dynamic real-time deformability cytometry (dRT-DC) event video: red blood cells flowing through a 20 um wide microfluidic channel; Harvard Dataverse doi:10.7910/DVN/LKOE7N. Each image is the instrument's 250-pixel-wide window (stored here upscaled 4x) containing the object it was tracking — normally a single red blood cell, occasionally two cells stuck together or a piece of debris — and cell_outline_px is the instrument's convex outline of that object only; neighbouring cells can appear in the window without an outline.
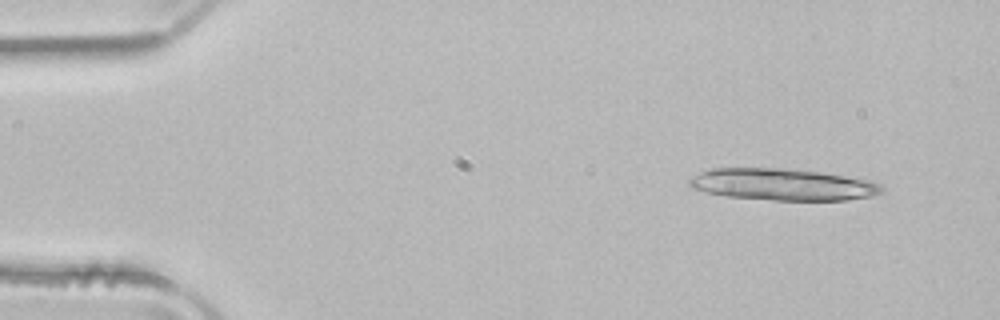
{"species": "common noctule bat (a hibernating species)", "species_latin": "Nyctalus noctula", "temperature_condition": "room temperature", "stored_images_in_passage": 24, "camera_frame_rate_fps": 3000, "um_per_image_px": 0.085, "animal": {"sex": "male", "body_mass_g": 21.5, "forearm_length_mm": 52.0}, "frame": {"image": 1, "passage_image": 1, "time_ms": 0.0, "image_size_px": [1000, 320], "cell_outline_px": [[884, 188], [880, 192], [872, 196], [848, 200], [772, 200], [724, 196], [692, 188], [688, 184], [688, 180], [692, 176], [700, 172], [712, 168], [788, 168], [820, 172], [872, 180], [880, 184]], "centroid_in_image_um": [66.53, 15.68], "position_along_channel_um": 18.5, "area_um2": 35.78}}
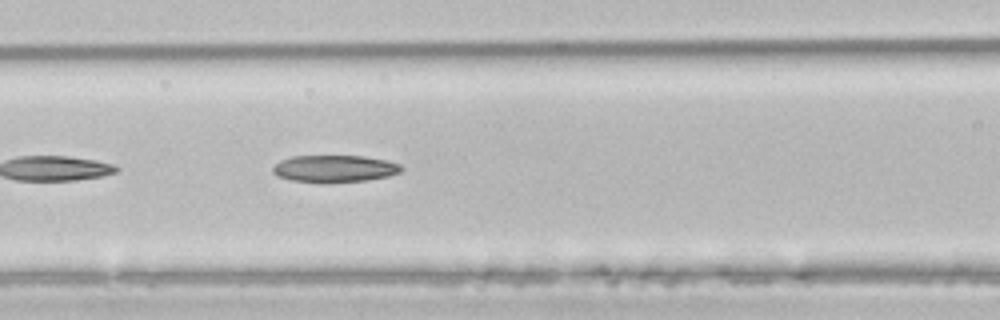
{"frame": {"image": 2, "passage_image": 18, "time_ms": 5.667, "image_size_px": [1000, 320], "cell_outline_px": [[404, 168], [400, 172], [388, 176], [364, 180], [324, 184], [292, 180], [280, 176], [272, 172], [272, 168], [280, 160], [292, 156], [364, 156], [384, 160], [400, 164]], "centroid_in_image_um": [28.43, 14.34], "position_along_channel_um": 138.2, "area_um2": 20.35}}
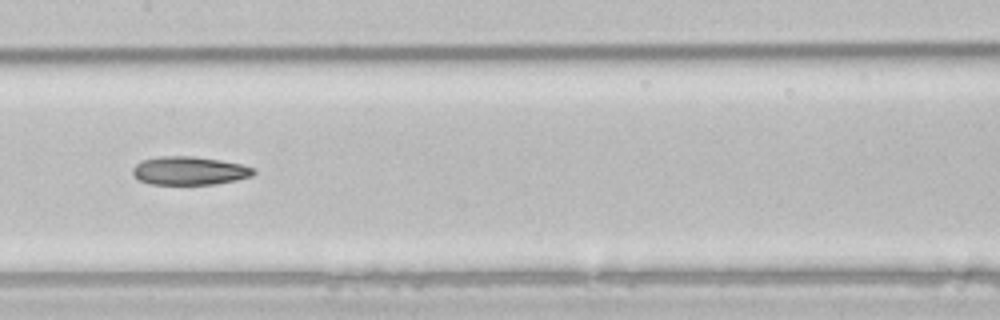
{"frame": {"image": 3, "passage_image": 22, "time_ms": 7.0, "image_size_px": [1000, 320], "cell_outline_px": [[256, 172], [252, 176], [236, 180], [216, 184], [152, 184], [140, 180], [132, 172], [132, 168], [136, 164], [144, 160], [160, 156], [192, 156], [220, 160], [240, 164], [256, 168]], "centroid_in_image_um": [16.14, 14.51], "position_along_channel_um": 191.3, "area_um2": 19.88}}